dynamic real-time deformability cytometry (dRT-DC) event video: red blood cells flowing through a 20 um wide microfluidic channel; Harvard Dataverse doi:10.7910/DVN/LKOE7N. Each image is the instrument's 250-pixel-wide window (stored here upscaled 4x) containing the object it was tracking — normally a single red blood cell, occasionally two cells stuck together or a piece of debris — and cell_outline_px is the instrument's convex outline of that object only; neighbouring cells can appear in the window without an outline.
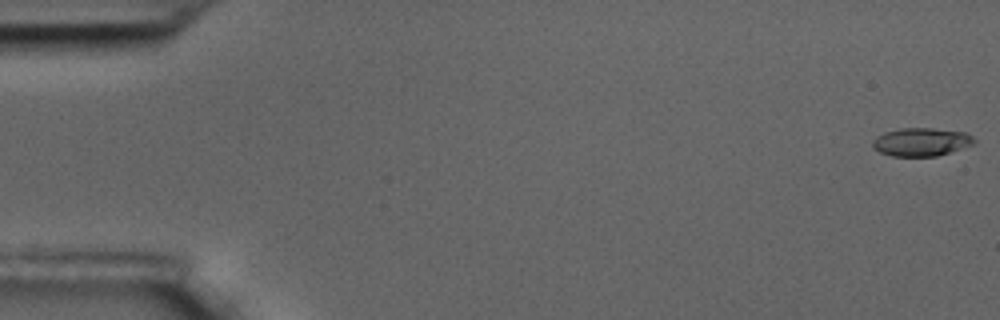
{"species": "common noctule bat (a hibernating species)", "species_latin": "Nyctalus noctula", "temperature_condition": "room temperature", "stored_images_in_passage": 59, "camera_frame_rate_fps": 3000, "um_per_image_px": 0.085, "animal": {"sex": "male", "body_mass_g": 17.5, "forearm_length_mm": 52.3}, "frame": {"image": 1, "passage_image": 1, "time_ms": 0.0, "image_size_px": [1000, 320], "cell_outline_px": [[976, 144], [936, 156], [892, 156], [880, 152], [872, 148], [872, 140], [876, 136], [884, 132], [900, 128], [932, 128], [964, 132], [972, 136], [976, 140]], "centroid_in_image_um": [78.29, 12.06], "position_along_channel_um": 6.7, "area_um2": 16.82}}
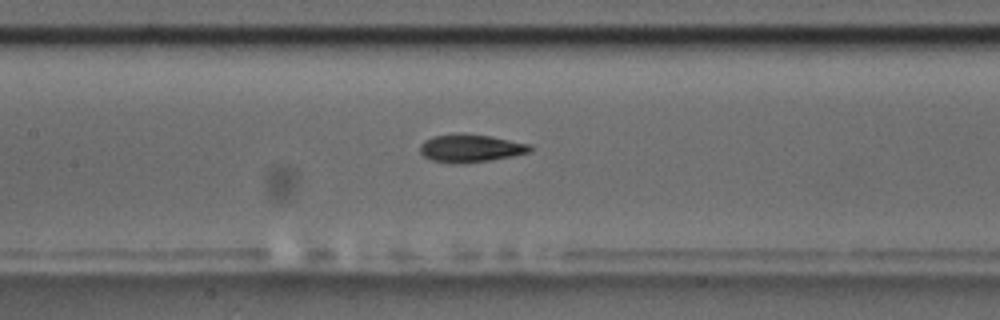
{"frame": {"image": 2, "passage_image": 28, "time_ms": 9.0, "image_size_px": [1000, 320], "cell_outline_px": [[532, 152], [492, 160], [464, 164], [452, 164], [432, 160], [424, 156], [420, 152], [420, 144], [424, 140], [432, 136], [456, 132], [464, 132], [492, 136], [528, 144], [532, 148]], "centroid_in_image_um": [39.96, 12.59], "position_along_channel_um": 167.4, "area_um2": 18.38}}
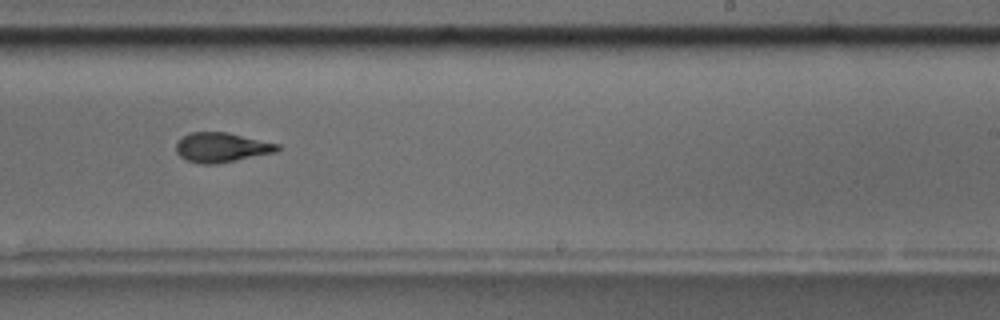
{"frame": {"image": 3, "passage_image": 37, "time_ms": 12.0, "image_size_px": [1000, 320], "cell_outline_px": [[280, 148], [276, 152], [216, 164], [200, 164], [188, 160], [180, 156], [176, 152], [176, 144], [184, 136], [192, 132], [228, 132], [280, 144]], "centroid_in_image_um": [18.85, 12.53], "position_along_channel_um": 270.1, "area_um2": 17.4}, "authors_computed_cell_mechanics": {"area_um2": 17.4556, "velocity_mm_per_s": 3.4437, "shape_relaxation_time_tau1_ms": 4.9687, "shape_relaxation_time_tau2_ms": 3.324, "deformation_change_tau1": 0.1733, "deformation_change_tau2": 0.0981}}